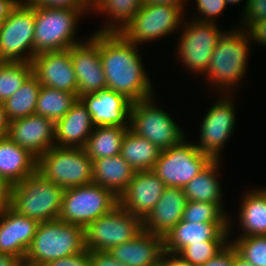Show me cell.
I'll use <instances>...</instances> for the list:
<instances>
[{"label": "cell", "mask_w": 266, "mask_h": 266, "mask_svg": "<svg viewBox=\"0 0 266 266\" xmlns=\"http://www.w3.org/2000/svg\"><path fill=\"white\" fill-rule=\"evenodd\" d=\"M89 37L99 47L107 89L123 94L132 103L154 96L137 45L120 32H94Z\"/></svg>", "instance_id": "1"}, {"label": "cell", "mask_w": 266, "mask_h": 266, "mask_svg": "<svg viewBox=\"0 0 266 266\" xmlns=\"http://www.w3.org/2000/svg\"><path fill=\"white\" fill-rule=\"evenodd\" d=\"M250 48L252 45L249 35L242 28L237 26L225 31L219 38L207 67L205 76L208 78V86L211 85V89H217L220 94L233 95L231 90H235L242 78H245Z\"/></svg>", "instance_id": "2"}, {"label": "cell", "mask_w": 266, "mask_h": 266, "mask_svg": "<svg viewBox=\"0 0 266 266\" xmlns=\"http://www.w3.org/2000/svg\"><path fill=\"white\" fill-rule=\"evenodd\" d=\"M85 250V228L56 219L39 224L24 260L45 265Z\"/></svg>", "instance_id": "3"}, {"label": "cell", "mask_w": 266, "mask_h": 266, "mask_svg": "<svg viewBox=\"0 0 266 266\" xmlns=\"http://www.w3.org/2000/svg\"><path fill=\"white\" fill-rule=\"evenodd\" d=\"M64 189L36 171L11 186V207L39 223L59 218Z\"/></svg>", "instance_id": "4"}, {"label": "cell", "mask_w": 266, "mask_h": 266, "mask_svg": "<svg viewBox=\"0 0 266 266\" xmlns=\"http://www.w3.org/2000/svg\"><path fill=\"white\" fill-rule=\"evenodd\" d=\"M88 10L35 6L34 53L68 50L83 42L75 35L80 18Z\"/></svg>", "instance_id": "5"}, {"label": "cell", "mask_w": 266, "mask_h": 266, "mask_svg": "<svg viewBox=\"0 0 266 266\" xmlns=\"http://www.w3.org/2000/svg\"><path fill=\"white\" fill-rule=\"evenodd\" d=\"M92 159L84 148L54 146L37 163V171L63 189L90 184Z\"/></svg>", "instance_id": "6"}, {"label": "cell", "mask_w": 266, "mask_h": 266, "mask_svg": "<svg viewBox=\"0 0 266 266\" xmlns=\"http://www.w3.org/2000/svg\"><path fill=\"white\" fill-rule=\"evenodd\" d=\"M153 99L155 100L154 96L131 104L129 128L160 150L180 144L188 137L174 118L158 107Z\"/></svg>", "instance_id": "7"}, {"label": "cell", "mask_w": 266, "mask_h": 266, "mask_svg": "<svg viewBox=\"0 0 266 266\" xmlns=\"http://www.w3.org/2000/svg\"><path fill=\"white\" fill-rule=\"evenodd\" d=\"M118 205V198L95 183L64 189L59 220L86 228Z\"/></svg>", "instance_id": "8"}, {"label": "cell", "mask_w": 266, "mask_h": 266, "mask_svg": "<svg viewBox=\"0 0 266 266\" xmlns=\"http://www.w3.org/2000/svg\"><path fill=\"white\" fill-rule=\"evenodd\" d=\"M35 6L21 0L0 25V62H30L34 56Z\"/></svg>", "instance_id": "9"}, {"label": "cell", "mask_w": 266, "mask_h": 266, "mask_svg": "<svg viewBox=\"0 0 266 266\" xmlns=\"http://www.w3.org/2000/svg\"><path fill=\"white\" fill-rule=\"evenodd\" d=\"M213 159L186 138L178 145L161 150L152 171L166 187L184 188Z\"/></svg>", "instance_id": "10"}, {"label": "cell", "mask_w": 266, "mask_h": 266, "mask_svg": "<svg viewBox=\"0 0 266 266\" xmlns=\"http://www.w3.org/2000/svg\"><path fill=\"white\" fill-rule=\"evenodd\" d=\"M143 231V220L119 204L85 228V248L88 251H109L134 239Z\"/></svg>", "instance_id": "11"}, {"label": "cell", "mask_w": 266, "mask_h": 266, "mask_svg": "<svg viewBox=\"0 0 266 266\" xmlns=\"http://www.w3.org/2000/svg\"><path fill=\"white\" fill-rule=\"evenodd\" d=\"M189 20H184L179 31L181 34L176 50L178 61L183 62L186 70L204 75L205 78L212 52L224 32L217 23Z\"/></svg>", "instance_id": "12"}, {"label": "cell", "mask_w": 266, "mask_h": 266, "mask_svg": "<svg viewBox=\"0 0 266 266\" xmlns=\"http://www.w3.org/2000/svg\"><path fill=\"white\" fill-rule=\"evenodd\" d=\"M184 13L181 8L171 5H142L120 33L137 46L150 40H160L182 27Z\"/></svg>", "instance_id": "13"}, {"label": "cell", "mask_w": 266, "mask_h": 266, "mask_svg": "<svg viewBox=\"0 0 266 266\" xmlns=\"http://www.w3.org/2000/svg\"><path fill=\"white\" fill-rule=\"evenodd\" d=\"M231 95L221 94L216 103L206 111L199 130V143L195 144L213 160H221L222 148L235 130L236 111Z\"/></svg>", "instance_id": "14"}, {"label": "cell", "mask_w": 266, "mask_h": 266, "mask_svg": "<svg viewBox=\"0 0 266 266\" xmlns=\"http://www.w3.org/2000/svg\"><path fill=\"white\" fill-rule=\"evenodd\" d=\"M72 65L78 83V98L107 89L98 45L91 39L70 48Z\"/></svg>", "instance_id": "15"}, {"label": "cell", "mask_w": 266, "mask_h": 266, "mask_svg": "<svg viewBox=\"0 0 266 266\" xmlns=\"http://www.w3.org/2000/svg\"><path fill=\"white\" fill-rule=\"evenodd\" d=\"M33 74L45 87L78 93V83L72 65L70 48L63 51L43 52L34 56Z\"/></svg>", "instance_id": "16"}, {"label": "cell", "mask_w": 266, "mask_h": 266, "mask_svg": "<svg viewBox=\"0 0 266 266\" xmlns=\"http://www.w3.org/2000/svg\"><path fill=\"white\" fill-rule=\"evenodd\" d=\"M166 185L152 171H135L118 204L132 215L144 220L159 201Z\"/></svg>", "instance_id": "17"}, {"label": "cell", "mask_w": 266, "mask_h": 266, "mask_svg": "<svg viewBox=\"0 0 266 266\" xmlns=\"http://www.w3.org/2000/svg\"><path fill=\"white\" fill-rule=\"evenodd\" d=\"M7 136L39 159L55 146V123L35 114L18 118L10 121Z\"/></svg>", "instance_id": "18"}, {"label": "cell", "mask_w": 266, "mask_h": 266, "mask_svg": "<svg viewBox=\"0 0 266 266\" xmlns=\"http://www.w3.org/2000/svg\"><path fill=\"white\" fill-rule=\"evenodd\" d=\"M231 220L230 216L229 223H191L182 219L165 235L164 251L179 254L188 245L204 241H230Z\"/></svg>", "instance_id": "19"}, {"label": "cell", "mask_w": 266, "mask_h": 266, "mask_svg": "<svg viewBox=\"0 0 266 266\" xmlns=\"http://www.w3.org/2000/svg\"><path fill=\"white\" fill-rule=\"evenodd\" d=\"M39 224L10 206L0 214V252L24 260Z\"/></svg>", "instance_id": "20"}, {"label": "cell", "mask_w": 266, "mask_h": 266, "mask_svg": "<svg viewBox=\"0 0 266 266\" xmlns=\"http://www.w3.org/2000/svg\"><path fill=\"white\" fill-rule=\"evenodd\" d=\"M80 99L86 105L95 126L129 127L132 102L123 94L105 89Z\"/></svg>", "instance_id": "21"}, {"label": "cell", "mask_w": 266, "mask_h": 266, "mask_svg": "<svg viewBox=\"0 0 266 266\" xmlns=\"http://www.w3.org/2000/svg\"><path fill=\"white\" fill-rule=\"evenodd\" d=\"M186 204L183 188L166 187L153 210L143 220V230L165 237L182 220Z\"/></svg>", "instance_id": "22"}, {"label": "cell", "mask_w": 266, "mask_h": 266, "mask_svg": "<svg viewBox=\"0 0 266 266\" xmlns=\"http://www.w3.org/2000/svg\"><path fill=\"white\" fill-rule=\"evenodd\" d=\"M109 253L126 266H157L164 253V237L143 230L134 239L111 248Z\"/></svg>", "instance_id": "23"}, {"label": "cell", "mask_w": 266, "mask_h": 266, "mask_svg": "<svg viewBox=\"0 0 266 266\" xmlns=\"http://www.w3.org/2000/svg\"><path fill=\"white\" fill-rule=\"evenodd\" d=\"M95 125L81 99L55 123V145L60 147L84 148Z\"/></svg>", "instance_id": "24"}, {"label": "cell", "mask_w": 266, "mask_h": 266, "mask_svg": "<svg viewBox=\"0 0 266 266\" xmlns=\"http://www.w3.org/2000/svg\"><path fill=\"white\" fill-rule=\"evenodd\" d=\"M38 159L10 137H0V178L11 186L37 171Z\"/></svg>", "instance_id": "25"}, {"label": "cell", "mask_w": 266, "mask_h": 266, "mask_svg": "<svg viewBox=\"0 0 266 266\" xmlns=\"http://www.w3.org/2000/svg\"><path fill=\"white\" fill-rule=\"evenodd\" d=\"M93 183L110 190L117 198L126 190L135 170L121 154L92 160Z\"/></svg>", "instance_id": "26"}, {"label": "cell", "mask_w": 266, "mask_h": 266, "mask_svg": "<svg viewBox=\"0 0 266 266\" xmlns=\"http://www.w3.org/2000/svg\"><path fill=\"white\" fill-rule=\"evenodd\" d=\"M243 195L237 219L242 234L237 237L266 235V194L255 187Z\"/></svg>", "instance_id": "27"}, {"label": "cell", "mask_w": 266, "mask_h": 266, "mask_svg": "<svg viewBox=\"0 0 266 266\" xmlns=\"http://www.w3.org/2000/svg\"><path fill=\"white\" fill-rule=\"evenodd\" d=\"M220 163L221 160H213L183 188L187 201L210 202L223 206V192L218 178Z\"/></svg>", "instance_id": "28"}, {"label": "cell", "mask_w": 266, "mask_h": 266, "mask_svg": "<svg viewBox=\"0 0 266 266\" xmlns=\"http://www.w3.org/2000/svg\"><path fill=\"white\" fill-rule=\"evenodd\" d=\"M160 152L156 145L129 128L125 133L120 154L135 171H149L154 168Z\"/></svg>", "instance_id": "29"}, {"label": "cell", "mask_w": 266, "mask_h": 266, "mask_svg": "<svg viewBox=\"0 0 266 266\" xmlns=\"http://www.w3.org/2000/svg\"><path fill=\"white\" fill-rule=\"evenodd\" d=\"M142 6V0H91V10L110 17L95 32H121Z\"/></svg>", "instance_id": "30"}, {"label": "cell", "mask_w": 266, "mask_h": 266, "mask_svg": "<svg viewBox=\"0 0 266 266\" xmlns=\"http://www.w3.org/2000/svg\"><path fill=\"white\" fill-rule=\"evenodd\" d=\"M129 127L95 126L84 147L92 159L112 157L121 153V146Z\"/></svg>", "instance_id": "31"}, {"label": "cell", "mask_w": 266, "mask_h": 266, "mask_svg": "<svg viewBox=\"0 0 266 266\" xmlns=\"http://www.w3.org/2000/svg\"><path fill=\"white\" fill-rule=\"evenodd\" d=\"M41 86L38 78L32 73L22 86L3 103L9 121L35 114Z\"/></svg>", "instance_id": "32"}, {"label": "cell", "mask_w": 266, "mask_h": 266, "mask_svg": "<svg viewBox=\"0 0 266 266\" xmlns=\"http://www.w3.org/2000/svg\"><path fill=\"white\" fill-rule=\"evenodd\" d=\"M78 100V93L41 86L38 94L35 115L46 117L54 123L59 121Z\"/></svg>", "instance_id": "33"}, {"label": "cell", "mask_w": 266, "mask_h": 266, "mask_svg": "<svg viewBox=\"0 0 266 266\" xmlns=\"http://www.w3.org/2000/svg\"><path fill=\"white\" fill-rule=\"evenodd\" d=\"M32 73L30 62H0V102L11 97Z\"/></svg>", "instance_id": "34"}, {"label": "cell", "mask_w": 266, "mask_h": 266, "mask_svg": "<svg viewBox=\"0 0 266 266\" xmlns=\"http://www.w3.org/2000/svg\"><path fill=\"white\" fill-rule=\"evenodd\" d=\"M224 206L210 202L187 201L182 219L191 223H229Z\"/></svg>", "instance_id": "35"}, {"label": "cell", "mask_w": 266, "mask_h": 266, "mask_svg": "<svg viewBox=\"0 0 266 266\" xmlns=\"http://www.w3.org/2000/svg\"><path fill=\"white\" fill-rule=\"evenodd\" d=\"M231 240L230 244L235 251L253 266H266V235L243 236Z\"/></svg>", "instance_id": "36"}, {"label": "cell", "mask_w": 266, "mask_h": 266, "mask_svg": "<svg viewBox=\"0 0 266 266\" xmlns=\"http://www.w3.org/2000/svg\"><path fill=\"white\" fill-rule=\"evenodd\" d=\"M230 241H204L186 246L178 255L193 266H200L220 253Z\"/></svg>", "instance_id": "37"}, {"label": "cell", "mask_w": 266, "mask_h": 266, "mask_svg": "<svg viewBox=\"0 0 266 266\" xmlns=\"http://www.w3.org/2000/svg\"><path fill=\"white\" fill-rule=\"evenodd\" d=\"M195 5L200 16L190 19L208 23H217V18L224 14L223 11L228 6L225 0H195Z\"/></svg>", "instance_id": "38"}, {"label": "cell", "mask_w": 266, "mask_h": 266, "mask_svg": "<svg viewBox=\"0 0 266 266\" xmlns=\"http://www.w3.org/2000/svg\"><path fill=\"white\" fill-rule=\"evenodd\" d=\"M244 5L240 28L244 30L251 22L266 20V0H245Z\"/></svg>", "instance_id": "39"}, {"label": "cell", "mask_w": 266, "mask_h": 266, "mask_svg": "<svg viewBox=\"0 0 266 266\" xmlns=\"http://www.w3.org/2000/svg\"><path fill=\"white\" fill-rule=\"evenodd\" d=\"M28 5L50 8L91 9V0H24Z\"/></svg>", "instance_id": "40"}, {"label": "cell", "mask_w": 266, "mask_h": 266, "mask_svg": "<svg viewBox=\"0 0 266 266\" xmlns=\"http://www.w3.org/2000/svg\"><path fill=\"white\" fill-rule=\"evenodd\" d=\"M44 266H91L89 251L86 249L72 256L52 260Z\"/></svg>", "instance_id": "41"}, {"label": "cell", "mask_w": 266, "mask_h": 266, "mask_svg": "<svg viewBox=\"0 0 266 266\" xmlns=\"http://www.w3.org/2000/svg\"><path fill=\"white\" fill-rule=\"evenodd\" d=\"M244 31L249 35L251 42L259 46H266V20L251 22Z\"/></svg>", "instance_id": "42"}, {"label": "cell", "mask_w": 266, "mask_h": 266, "mask_svg": "<svg viewBox=\"0 0 266 266\" xmlns=\"http://www.w3.org/2000/svg\"><path fill=\"white\" fill-rule=\"evenodd\" d=\"M91 266H126L115 260L109 251H89Z\"/></svg>", "instance_id": "43"}, {"label": "cell", "mask_w": 266, "mask_h": 266, "mask_svg": "<svg viewBox=\"0 0 266 266\" xmlns=\"http://www.w3.org/2000/svg\"><path fill=\"white\" fill-rule=\"evenodd\" d=\"M200 266H233V246L229 243L215 257Z\"/></svg>", "instance_id": "44"}, {"label": "cell", "mask_w": 266, "mask_h": 266, "mask_svg": "<svg viewBox=\"0 0 266 266\" xmlns=\"http://www.w3.org/2000/svg\"><path fill=\"white\" fill-rule=\"evenodd\" d=\"M11 206V185L0 178V214Z\"/></svg>", "instance_id": "45"}, {"label": "cell", "mask_w": 266, "mask_h": 266, "mask_svg": "<svg viewBox=\"0 0 266 266\" xmlns=\"http://www.w3.org/2000/svg\"><path fill=\"white\" fill-rule=\"evenodd\" d=\"M161 266H193L189 262L185 261L181 256L174 253L164 251L161 261Z\"/></svg>", "instance_id": "46"}, {"label": "cell", "mask_w": 266, "mask_h": 266, "mask_svg": "<svg viewBox=\"0 0 266 266\" xmlns=\"http://www.w3.org/2000/svg\"><path fill=\"white\" fill-rule=\"evenodd\" d=\"M21 0H0V25L8 18L11 11Z\"/></svg>", "instance_id": "47"}, {"label": "cell", "mask_w": 266, "mask_h": 266, "mask_svg": "<svg viewBox=\"0 0 266 266\" xmlns=\"http://www.w3.org/2000/svg\"><path fill=\"white\" fill-rule=\"evenodd\" d=\"M186 3L188 0H142V5H152V4H161V5H171L181 8L185 12Z\"/></svg>", "instance_id": "48"}, {"label": "cell", "mask_w": 266, "mask_h": 266, "mask_svg": "<svg viewBox=\"0 0 266 266\" xmlns=\"http://www.w3.org/2000/svg\"><path fill=\"white\" fill-rule=\"evenodd\" d=\"M10 121L4 109L3 103L0 102V137L8 135Z\"/></svg>", "instance_id": "49"}, {"label": "cell", "mask_w": 266, "mask_h": 266, "mask_svg": "<svg viewBox=\"0 0 266 266\" xmlns=\"http://www.w3.org/2000/svg\"><path fill=\"white\" fill-rule=\"evenodd\" d=\"M21 260L9 253L0 252V266H18Z\"/></svg>", "instance_id": "50"}, {"label": "cell", "mask_w": 266, "mask_h": 266, "mask_svg": "<svg viewBox=\"0 0 266 266\" xmlns=\"http://www.w3.org/2000/svg\"><path fill=\"white\" fill-rule=\"evenodd\" d=\"M233 266H253L250 262L240 256L233 247Z\"/></svg>", "instance_id": "51"}, {"label": "cell", "mask_w": 266, "mask_h": 266, "mask_svg": "<svg viewBox=\"0 0 266 266\" xmlns=\"http://www.w3.org/2000/svg\"><path fill=\"white\" fill-rule=\"evenodd\" d=\"M18 266H44V265H37V264H33V263H29L25 260H22Z\"/></svg>", "instance_id": "52"}, {"label": "cell", "mask_w": 266, "mask_h": 266, "mask_svg": "<svg viewBox=\"0 0 266 266\" xmlns=\"http://www.w3.org/2000/svg\"><path fill=\"white\" fill-rule=\"evenodd\" d=\"M226 1V4L227 5H235V4H237V3H239L240 1H242V0H225Z\"/></svg>", "instance_id": "53"}, {"label": "cell", "mask_w": 266, "mask_h": 266, "mask_svg": "<svg viewBox=\"0 0 266 266\" xmlns=\"http://www.w3.org/2000/svg\"><path fill=\"white\" fill-rule=\"evenodd\" d=\"M260 189L266 194V188L265 187L264 188L260 187Z\"/></svg>", "instance_id": "54"}]
</instances>
